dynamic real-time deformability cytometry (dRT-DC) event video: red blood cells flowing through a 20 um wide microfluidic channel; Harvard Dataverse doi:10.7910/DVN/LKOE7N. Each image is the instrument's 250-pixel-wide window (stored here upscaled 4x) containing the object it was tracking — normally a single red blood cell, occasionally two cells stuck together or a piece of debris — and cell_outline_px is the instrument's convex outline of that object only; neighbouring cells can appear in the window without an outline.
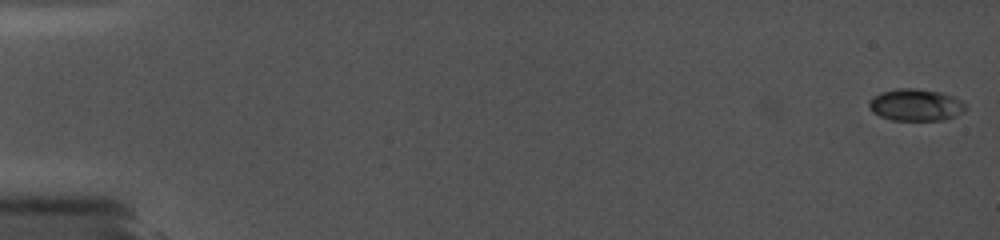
{"species": "common noctule bat (a hibernating species)", "species_latin": "Nyctalus noctula", "temperature_condition": "cold", "stored_images_in_passage": 3, "camera_frame_rate_fps": 5000, "um_per_image_px": 0.085, "animal": {"sex": "female", "body_mass_g": 19.0, "forearm_length_mm": 56.7}, "frame": {"image": 1, "passage_image": 1, "time_ms": 0.0, "image_size_px": [1000, 240], "cell_outline_px": [[964, 112], [956, 116], [944, 120], [892, 120], [880, 116], [872, 112], [868, 104], [868, 100], [872, 96], [880, 92], [896, 88], [912, 88], [940, 92], [952, 96], [960, 100], [964, 104]], "centroid_in_image_um": [77.79, 8.92], "position_along_channel_um": 7.2, "area_um2": 18.03}}